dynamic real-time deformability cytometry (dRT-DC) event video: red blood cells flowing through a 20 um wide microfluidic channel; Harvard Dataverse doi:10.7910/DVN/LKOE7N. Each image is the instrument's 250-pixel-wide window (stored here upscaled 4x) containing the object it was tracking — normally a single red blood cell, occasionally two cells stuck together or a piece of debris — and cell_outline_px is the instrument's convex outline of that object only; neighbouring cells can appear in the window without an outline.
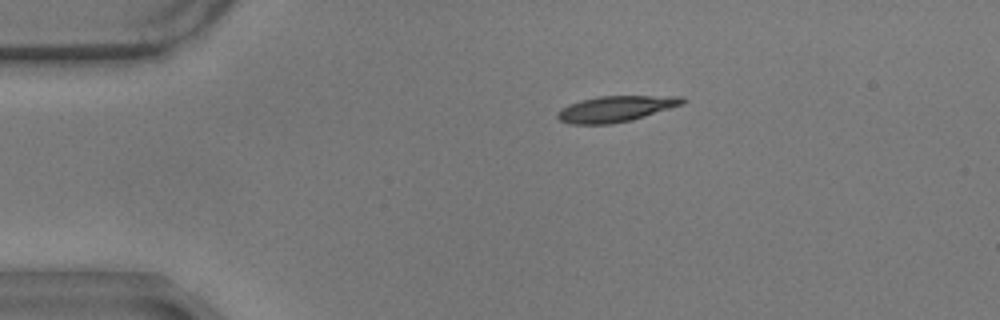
{"species": "common noctule bat (a hibernating species)", "species_latin": "Nyctalus noctula", "temperature_condition": "warm", "stored_images_in_passage": 47, "camera_frame_rate_fps": 3000, "um_per_image_px": 0.085, "animal": {"sex": "male", "body_mass_g": 17.9}, "frame": {"image": 1, "passage_image": 1, "time_ms": 0.0, "image_size_px": [1000, 320], "cell_outline_px": [[688, 100], [684, 104], [632, 120], [612, 124], [568, 124], [560, 120], [556, 116], [556, 112], [560, 108], [568, 104], [580, 100], [600, 96], [684, 96]], "centroid_in_image_um": [52.33, 9.25], "position_along_channel_um": 32.7, "area_um2": 19.13}}
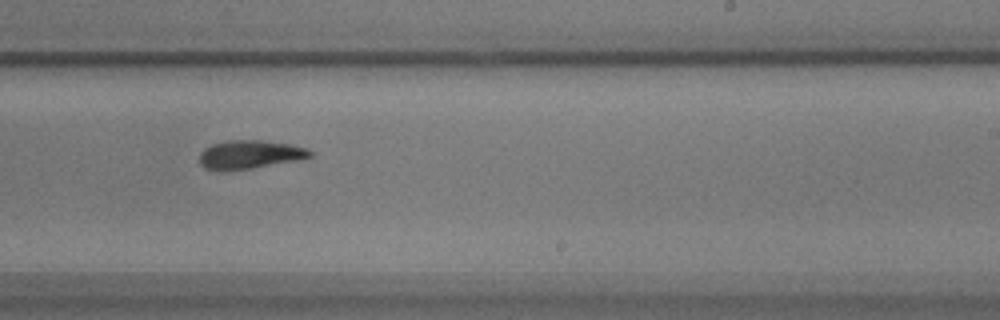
{"frame": {"image": 2, "passage_image": 25, "time_ms": 8.0, "image_size_px": [1000, 320], "cell_outline_px": [[312, 156], [300, 160], [252, 168], [220, 172], [204, 168], [200, 164], [200, 152], [204, 148], [212, 144], [228, 140], [260, 140], [288, 144], [308, 148], [312, 152]], "centroid_in_image_um": [21.21, 13.15], "position_along_channel_um": 267.8, "area_um2": 18.61}}
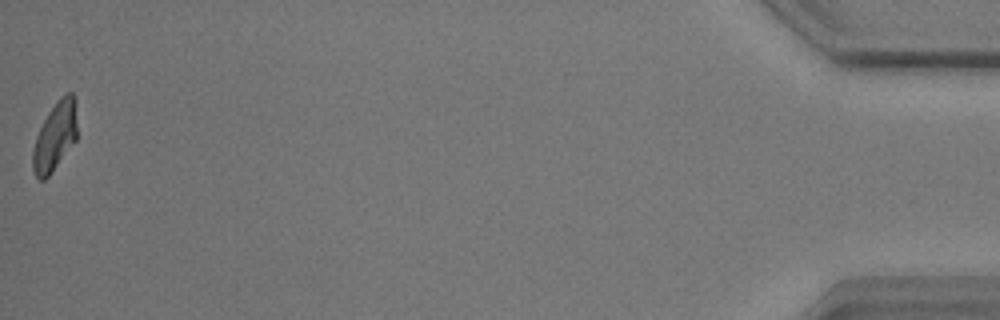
{"frame": {"image": 3, "passage_image": 47, "time_ms": 15.333, "image_size_px": [1000, 320], "cell_outline_px": [[76, 140], [52, 172], [44, 180], [40, 180], [36, 176], [32, 168], [32, 152], [36, 136], [48, 112], [56, 100], [60, 96], [68, 92], [72, 92], [76, 100]], "centroid_in_image_um": [4.67, 11.57], "position_along_channel_um": 430.5, "area_um2": 17.8}, "authors_computed_cell_mechanics": {"area_um2": 18.785, "velocity_mm_per_s": 3.5143, "shape_relaxation_time_tau1_ms": 7.6836, "shape_relaxation_time_tau2_ms": 4.554, "deformation_change_tau1": 0.2083, "deformation_change_tau2": 0.111}}